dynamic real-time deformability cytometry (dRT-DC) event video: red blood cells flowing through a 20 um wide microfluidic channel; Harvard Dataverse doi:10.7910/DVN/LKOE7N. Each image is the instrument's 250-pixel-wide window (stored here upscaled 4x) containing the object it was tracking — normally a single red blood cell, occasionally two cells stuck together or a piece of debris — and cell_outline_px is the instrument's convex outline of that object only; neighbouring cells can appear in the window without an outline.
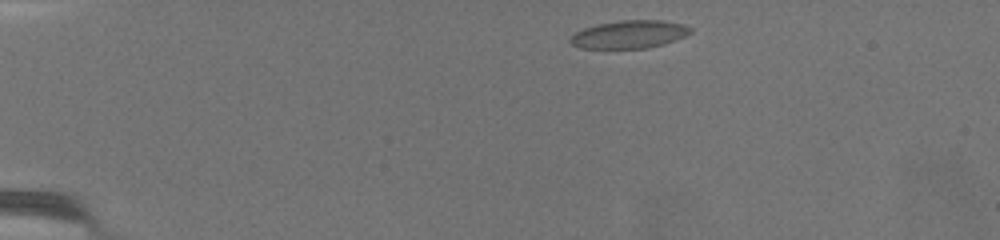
{"species": "common noctule bat (a hibernating species)", "species_latin": "Nyctalus noctula", "temperature_condition": "warm", "stored_images_in_passage": 63, "camera_frame_rate_fps": 3000, "um_per_image_px": 0.085, "animal": {"sex": "female", "body_mass_g": 19.5, "forearm_length_mm": 54.1}, "frame": {"image": 1, "passage_image": 2, "time_ms": 0.333, "image_size_px": [1000, 240], "cell_outline_px": [[692, 32], [676, 40], [664, 44], [648, 48], [580, 48], [572, 44], [568, 40], [576, 32], [584, 28], [600, 24], [620, 20], [660, 20], [684, 24], [692, 28]], "centroid_in_image_um": [53.52, 2.92], "position_along_channel_um": 31.5, "area_um2": 19.48}}
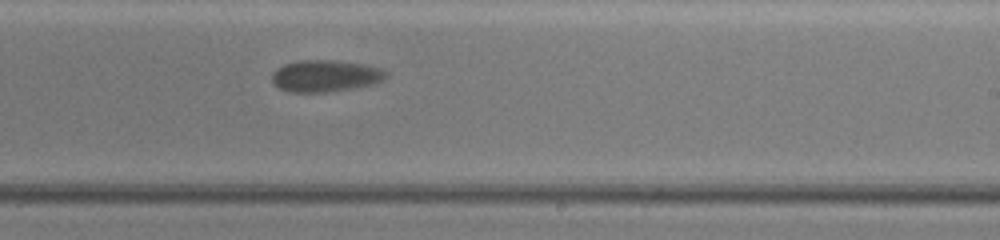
{"frame": {"image": 2, "passage_image": 36, "time_ms": 11.667, "image_size_px": [1000, 240], "cell_outline_px": [[388, 76], [384, 80], [372, 84], [352, 88], [328, 92], [292, 92], [280, 88], [272, 84], [272, 72], [284, 64], [300, 60], [336, 60], [364, 64], [380, 68], [388, 72]], "centroid_in_image_um": [27.66, 6.45], "position_along_channel_um": 261.3, "area_um2": 21.21}}
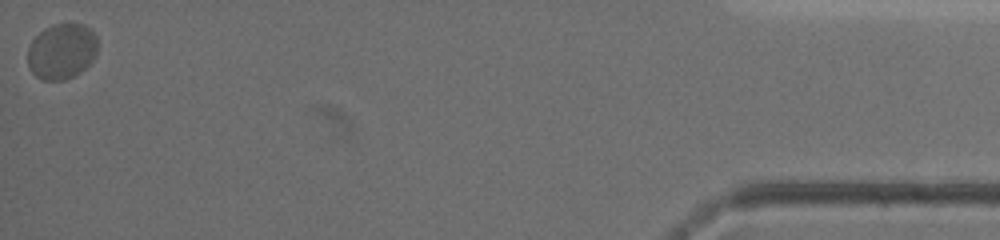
{"frame": {"image": 3, "passage_image": 63, "time_ms": 20.667, "image_size_px": [1000, 240], "cell_outline_px": [[96, 56], [80, 72], [64, 80], [44, 80], [36, 76], [28, 68], [28, 48], [32, 40], [44, 28], [52, 24], [84, 24], [96, 36]], "centroid_in_image_um": [5.22, 4.36], "position_along_channel_um": 430.0, "area_um2": 22.54}, "authors_computed_cell_mechanics": {"area_um2": 21.097, "velocity_mm_per_s": 2.7961, "shape_relaxation_time_tau1_ms": 4.22, "shape_relaxation_time_tau2_ms": null, "deformation_change_tau1": 0.0662, "deformation_change_tau2": null}}